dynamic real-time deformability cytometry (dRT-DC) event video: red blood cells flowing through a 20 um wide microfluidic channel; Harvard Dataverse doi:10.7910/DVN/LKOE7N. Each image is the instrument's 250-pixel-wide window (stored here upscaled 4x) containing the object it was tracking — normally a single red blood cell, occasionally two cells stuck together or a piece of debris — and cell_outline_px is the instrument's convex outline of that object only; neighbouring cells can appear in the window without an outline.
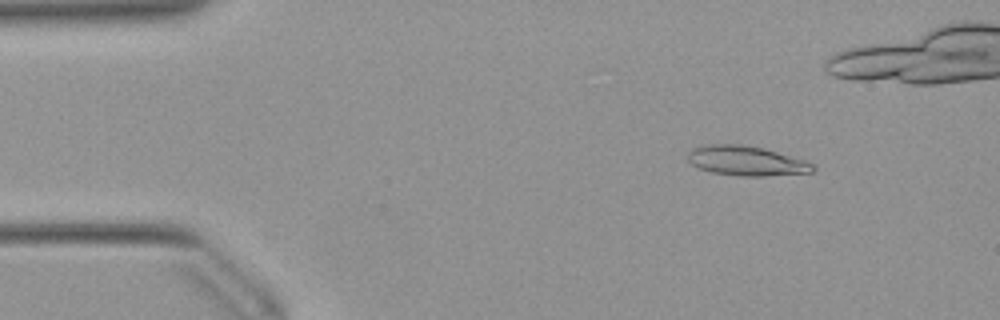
{"species": "Egyptian fruit bat (a non-hibernating species)", "species_latin": "Rousettus aegyptiacus", "temperature_condition": "warm", "stored_images_in_passage": 52, "camera_frame_rate_fps": 3000, "um_per_image_px": 0.085, "animal": {"sex": "female"}, "frame": {"image": 1, "passage_image": 6, "time_ms": 1.667, "image_size_px": [1000, 320], "cell_outline_px": [[816, 168], [812, 172], [764, 176], [744, 176], [712, 172], [700, 168], [692, 164], [688, 160], [688, 152], [692, 148], [708, 144], [740, 144], [764, 148], [804, 160], [812, 164]], "centroid_in_image_um": [63.42, 13.66], "position_along_channel_um": 21.6, "area_um2": 21.44}}
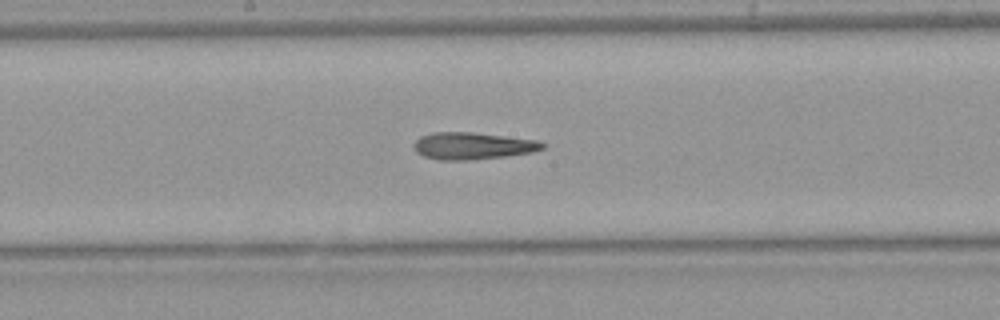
{"frame": {"image": 2, "passage_image": 26, "time_ms": 8.333, "image_size_px": [1000, 320], "cell_outline_px": [[548, 144], [544, 148], [532, 152], [504, 156], [464, 160], [440, 160], [424, 156], [416, 152], [412, 144], [420, 136], [432, 132], [472, 132], [536, 140]], "centroid_in_image_um": [40.15, 12.39], "position_along_channel_um": 208.1, "area_um2": 20.17}}
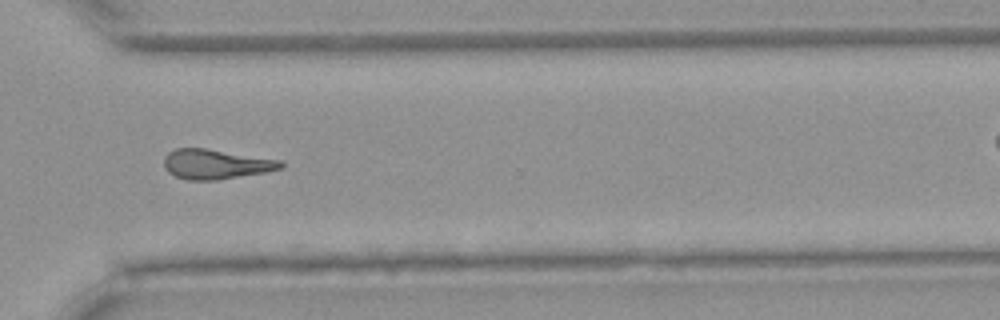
{"frame": {"image": 3, "passage_image": 37, "time_ms": 12.0, "image_size_px": [1000, 320], "cell_outline_px": [[284, 168], [264, 172], [216, 180], [188, 180], [176, 176], [168, 172], [164, 168], [164, 156], [168, 152], [176, 148], [204, 148], [284, 160]], "centroid_in_image_um": [18.36, 13.94], "position_along_channel_um": 352.2, "area_um2": 20.35}, "authors_computed_cell_mechanics": {"area_um2": 20.4612, "velocity_mm_per_s": 3.9311, "shape_relaxation_time_tau1_ms": null, "shape_relaxation_time_tau2_ms": 7.642, "deformation_change_tau1": null, "deformation_change_tau2": 0.2284}}